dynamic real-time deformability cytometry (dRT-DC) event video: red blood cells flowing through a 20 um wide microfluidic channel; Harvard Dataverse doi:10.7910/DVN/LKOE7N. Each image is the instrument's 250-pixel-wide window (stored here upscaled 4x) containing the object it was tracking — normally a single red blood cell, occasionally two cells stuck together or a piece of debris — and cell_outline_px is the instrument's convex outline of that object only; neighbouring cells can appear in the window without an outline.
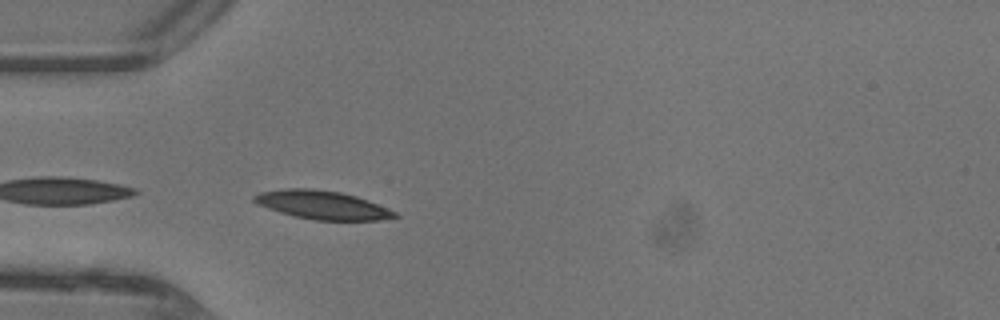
{"species": "common noctule bat (a hibernating species)", "species_latin": "Nyctalus noctula", "temperature_condition": "warm", "stored_images_in_passage": 32, "camera_frame_rate_fps": 3000, "um_per_image_px": 0.085, "animal": {"sex": "female"}, "frame": {"image": 1, "passage_image": 1, "time_ms": 0.0, "image_size_px": [1000, 320], "cell_outline_px": [[400, 216], [380, 220], [316, 220], [296, 216], [280, 212], [256, 204], [252, 200], [252, 196], [260, 192], [284, 188], [312, 188], [340, 192], [356, 196], [368, 200], [388, 208], [396, 212]], "centroid_in_image_um": [27.38, 17.41], "position_along_channel_um": 57.6, "area_um2": 23.35}}
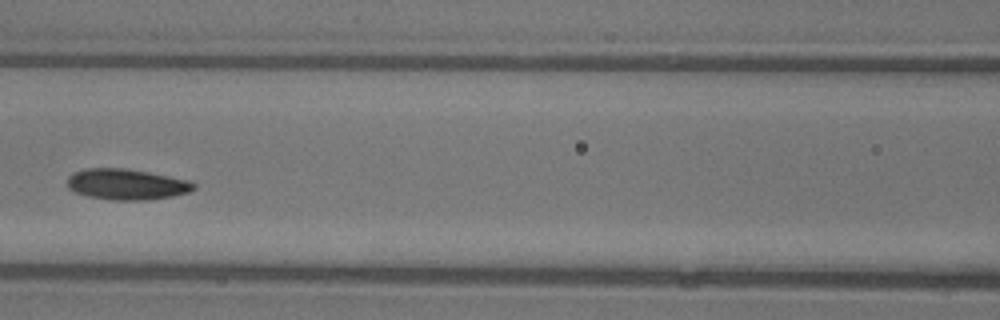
{"frame": {"image": 2, "passage_image": 8, "time_ms": 2.333, "image_size_px": [1000, 320], "cell_outline_px": [[196, 188], [188, 192], [172, 196], [148, 200], [112, 200], [88, 196], [72, 192], [68, 188], [68, 176], [72, 172], [88, 168], [120, 168], [148, 172], [192, 180], [196, 184]], "centroid_in_image_um": [10.76, 15.67], "position_along_channel_um": 155.8, "area_um2": 22.89}}
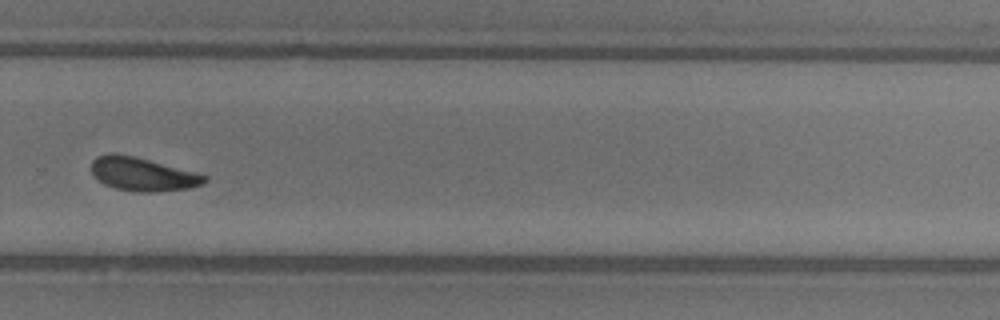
{"frame": {"image": 3, "passage_image": 19, "time_ms": 6.0, "image_size_px": [1000, 320], "cell_outline_px": [[208, 180], [200, 184], [188, 188], [156, 192], [136, 192], [116, 188], [104, 184], [92, 176], [92, 160], [96, 156], [112, 152], [132, 156], [196, 172], [208, 176]], "centroid_in_image_um": [12.08, 14.81], "position_along_channel_um": 317.7, "area_um2": 21.96}, "authors_computed_cell_mechanics": {"area_um2": 21.8773, "velocity_mm_per_s": 4.4353, "shape_relaxation_time_tau1_ms": 2.5454, "shape_relaxation_time_tau2_ms": null, "deformation_change_tau1": 0.1072, "deformation_change_tau2": null}}